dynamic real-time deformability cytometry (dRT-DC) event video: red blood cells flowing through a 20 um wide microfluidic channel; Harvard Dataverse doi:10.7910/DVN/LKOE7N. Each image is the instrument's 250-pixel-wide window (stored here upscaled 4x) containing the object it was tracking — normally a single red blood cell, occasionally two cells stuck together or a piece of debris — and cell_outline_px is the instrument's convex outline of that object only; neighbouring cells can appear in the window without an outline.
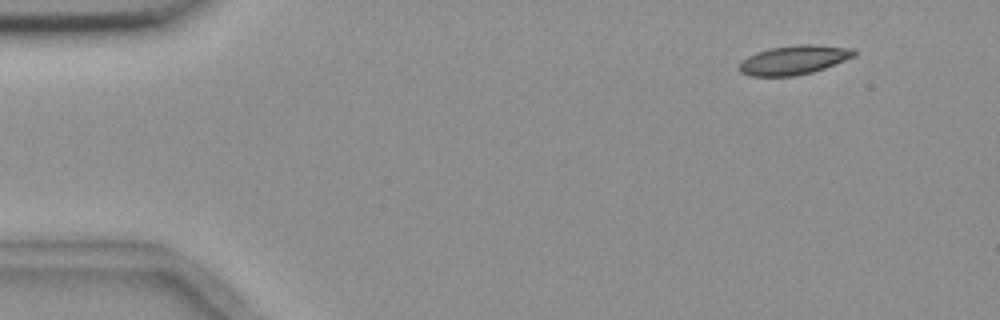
{"species": "common noctule bat (a hibernating species)", "species_latin": "Nyctalus noctula", "temperature_condition": "room temperature", "stored_images_in_passage": 4, "camera_frame_rate_fps": 3000, "um_per_image_px": 0.085, "animal": {"sex": "female", "body_mass_g": 18.4}, "frame": {"image": 1, "passage_image": 1, "time_ms": 0.0, "image_size_px": [1000, 320], "cell_outline_px": [[856, 56], [824, 68], [812, 72], [792, 76], [748, 76], [740, 72], [736, 68], [748, 56], [756, 52], [768, 48], [796, 44], [816, 44], [852, 48], [856, 52]], "centroid_in_image_um": [67.47, 5.09], "position_along_channel_um": 17.5, "area_um2": 19.65}}
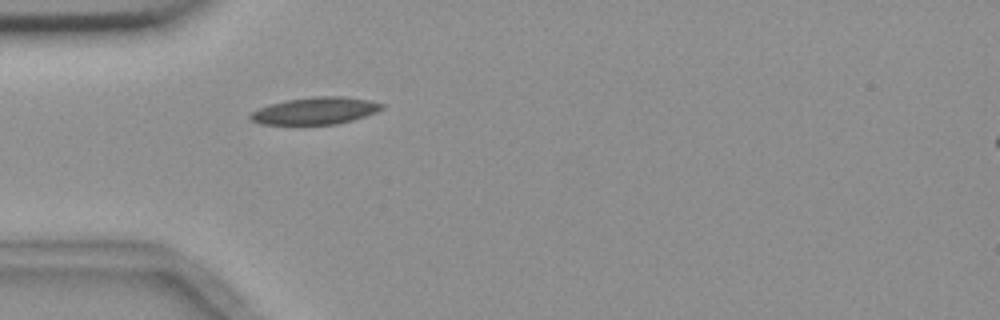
{"frame": {"image": 2, "passage_image": 4, "time_ms": 3.667, "image_size_px": [1000, 320], "cell_outline_px": [[384, 108], [376, 112], [352, 120], [336, 124], [260, 124], [252, 120], [248, 116], [252, 112], [268, 104], [284, 100], [312, 96], [344, 96], [368, 100], [384, 104]], "centroid_in_image_um": [26.79, 9.4], "position_along_channel_um": 58.2, "area_um2": 20.75}}